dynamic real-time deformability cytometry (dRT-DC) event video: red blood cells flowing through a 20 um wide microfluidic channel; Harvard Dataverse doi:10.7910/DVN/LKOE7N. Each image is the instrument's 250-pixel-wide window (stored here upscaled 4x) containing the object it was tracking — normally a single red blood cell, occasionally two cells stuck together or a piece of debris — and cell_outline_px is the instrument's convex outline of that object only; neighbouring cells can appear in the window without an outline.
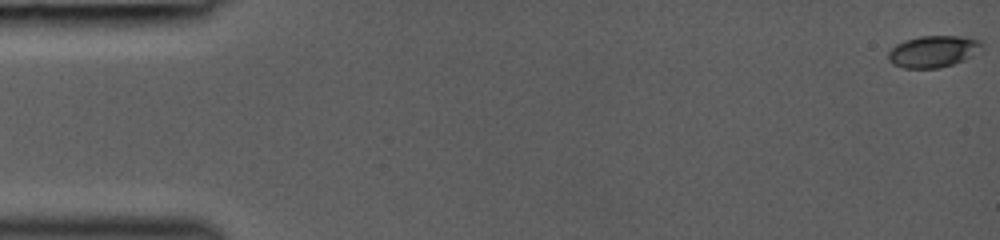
{"species": "common noctule bat (a hibernating species)", "species_latin": "Nyctalus noctula", "temperature_condition": "room temperature", "stored_images_in_passage": 44, "camera_frame_rate_fps": 3000, "um_per_image_px": 0.085, "animal": {"sex": "female", "body_mass_g": 19.0, "forearm_length_mm": 53.3}, "frame": {"image": 1, "passage_image": 1, "time_ms": 0.0, "image_size_px": [1000, 240], "cell_outline_px": [[984, 48], [972, 56], [964, 60], [940, 68], [904, 68], [892, 64], [888, 60], [888, 52], [896, 44], [904, 40], [920, 36], [964, 36], [980, 40], [984, 44]], "centroid_in_image_um": [79.35, 4.37], "position_along_channel_um": 5.7, "area_um2": 17.51}}
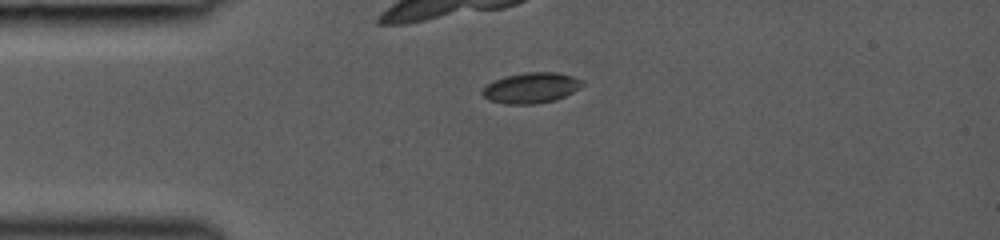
{"frame": {"image": 2, "passage_image": 12, "time_ms": 3.667, "image_size_px": [1000, 240], "cell_outline_px": [[584, 84], [580, 88], [556, 100], [532, 104], [504, 104], [488, 100], [480, 92], [488, 84], [504, 76], [524, 72], [556, 72], [572, 76], [584, 80]], "centroid_in_image_um": [45.16, 7.46], "position_along_channel_um": 39.8, "area_um2": 17.86}}
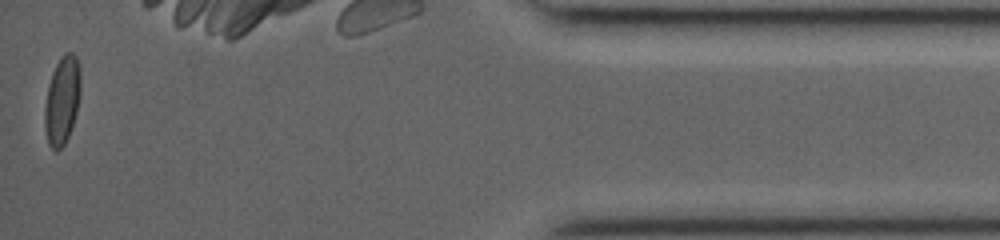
{"frame": {"image": 3, "passage_image": 44, "time_ms": 14.333, "image_size_px": [1000, 240], "cell_outline_px": [[80, 96], [76, 112], [68, 136], [64, 144], [56, 152], [48, 144], [44, 128], [44, 108], [48, 84], [52, 72], [60, 56], [64, 52], [72, 52], [76, 56], [80, 68]], "centroid_in_image_um": [5.26, 8.5], "position_along_channel_um": 429.9, "area_um2": 18.61}}